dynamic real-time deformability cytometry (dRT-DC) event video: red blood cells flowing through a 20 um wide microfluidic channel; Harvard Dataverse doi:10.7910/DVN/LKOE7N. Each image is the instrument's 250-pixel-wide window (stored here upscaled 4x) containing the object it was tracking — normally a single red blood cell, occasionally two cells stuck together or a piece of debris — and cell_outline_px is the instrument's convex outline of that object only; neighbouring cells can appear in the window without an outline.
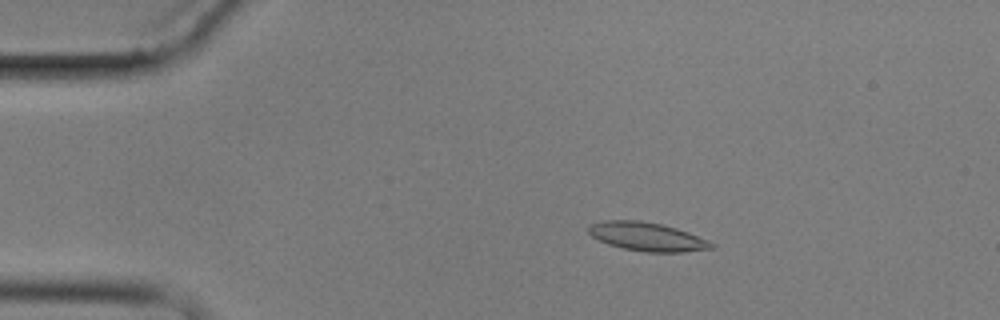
{"species": "common noctule bat (a hibernating species)", "species_latin": "Nyctalus noctula", "temperature_condition": "cold", "stored_images_in_passage": 4, "camera_frame_rate_fps": 3000, "um_per_image_px": 0.085, "animal": {"sex": "male", "body_mass_g": 17.9}, "frame": {"image": 1, "passage_image": 3, "time_ms": 2.667, "image_size_px": [1000, 320], "cell_outline_px": [[716, 248], [684, 252], [644, 252], [624, 248], [608, 244], [592, 236], [588, 232], [588, 228], [592, 224], [600, 220], [640, 220], [660, 224], [676, 228], [688, 232], [708, 240], [716, 244]], "centroid_in_image_um": [55.03, 20.12], "position_along_channel_um": 30.0, "area_um2": 20.52}}